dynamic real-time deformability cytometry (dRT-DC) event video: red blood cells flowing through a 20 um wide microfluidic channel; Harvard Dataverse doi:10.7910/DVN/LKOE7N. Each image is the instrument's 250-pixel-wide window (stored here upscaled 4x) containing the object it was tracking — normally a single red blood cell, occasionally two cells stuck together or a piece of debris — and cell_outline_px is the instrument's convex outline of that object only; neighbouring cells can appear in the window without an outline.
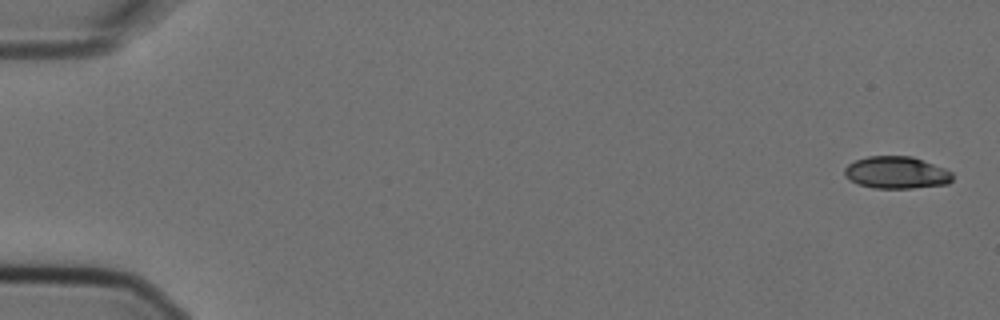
{"species": "Egyptian fruit bat (a non-hibernating species)", "species_latin": "Rousettus aegyptiacus", "temperature_condition": "cold", "stored_images_in_passage": 8, "camera_frame_rate_fps": 3000, "um_per_image_px": 0.085, "animal": {"sex": "female"}, "frame": {"image": 1, "passage_image": 1, "time_ms": 0.0, "image_size_px": [1000, 320], "cell_outline_px": [[952, 180], [948, 184], [912, 188], [872, 188], [860, 184], [852, 180], [844, 172], [844, 168], [848, 164], [856, 160], [868, 156], [912, 156], [944, 168], [952, 172]], "centroid_in_image_um": [76.22, 14.66], "position_along_channel_um": 8.8, "area_um2": 20.06}}
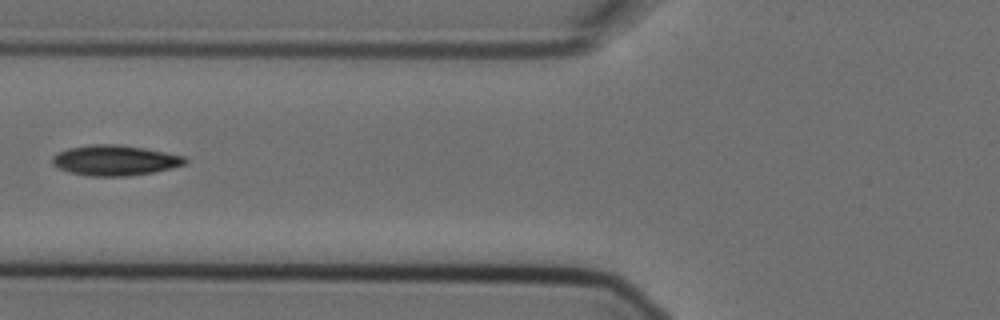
{"frame": {"image": 2, "passage_image": 7, "time_ms": 2.0, "image_size_px": [1000, 320], "cell_outline_px": [[188, 164], [172, 168], [152, 172], [128, 176], [92, 176], [72, 172], [60, 168], [52, 164], [52, 156], [68, 148], [92, 144], [120, 144], [144, 148], [184, 156], [188, 160]], "centroid_in_image_um": [9.81, 13.62], "position_along_channel_um": 116.0, "area_um2": 23.35}}
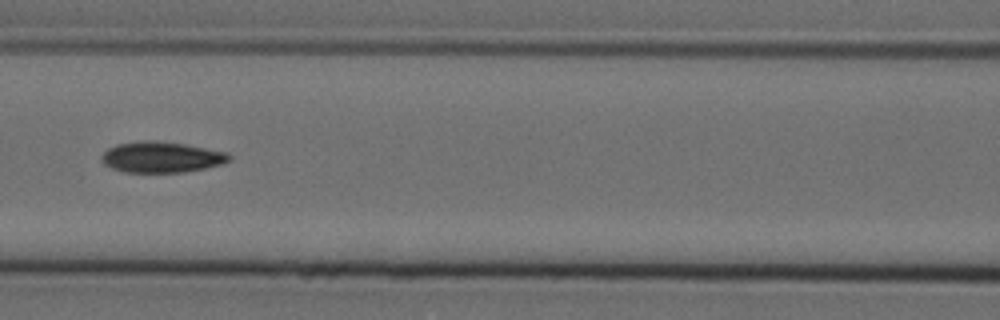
{"frame": {"image": 3, "passage_image": 8, "time_ms": 2.333, "image_size_px": [1000, 320], "cell_outline_px": [[232, 160], [220, 164], [204, 168], [184, 172], [124, 172], [112, 168], [104, 164], [100, 160], [100, 156], [108, 148], [116, 144], [140, 140], [152, 140], [184, 144], [228, 152], [232, 156]], "centroid_in_image_um": [13.7, 13.35], "position_along_channel_um": 152.9, "area_um2": 23.06}}